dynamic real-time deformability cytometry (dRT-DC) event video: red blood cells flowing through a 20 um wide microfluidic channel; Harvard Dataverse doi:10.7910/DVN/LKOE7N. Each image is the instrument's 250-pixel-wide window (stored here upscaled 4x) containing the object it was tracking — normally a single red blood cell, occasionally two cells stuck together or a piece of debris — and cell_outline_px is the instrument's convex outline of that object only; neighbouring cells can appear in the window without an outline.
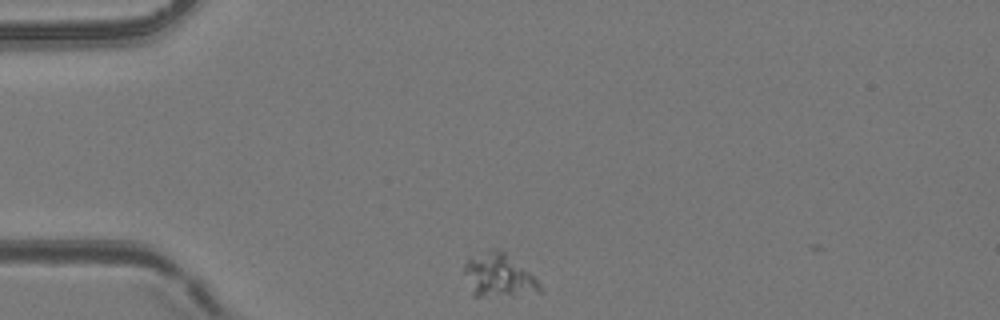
{"species": "common noctule bat (a hibernating species)", "species_latin": "Nyctalus noctula", "temperature_condition": "room temperature", "stored_images_in_passage": 43, "camera_frame_rate_fps": 3000, "um_per_image_px": 0.085, "animal": {"sex": "female", "body_mass_g": 24.6, "forearm_length_mm": 56.2}, "frame": {"image": 1, "passage_image": 1, "time_ms": 0.0, "image_size_px": [1000, 320], "cell_outline_px": [[544, 292], [512, 296], [472, 296], [464, 272], [464, 264], [468, 260], [496, 248], [500, 248], [528, 272], [544, 288]], "centroid_in_image_um": [42.41, 23.47], "position_along_channel_um": 42.6, "area_um2": 18.84}}
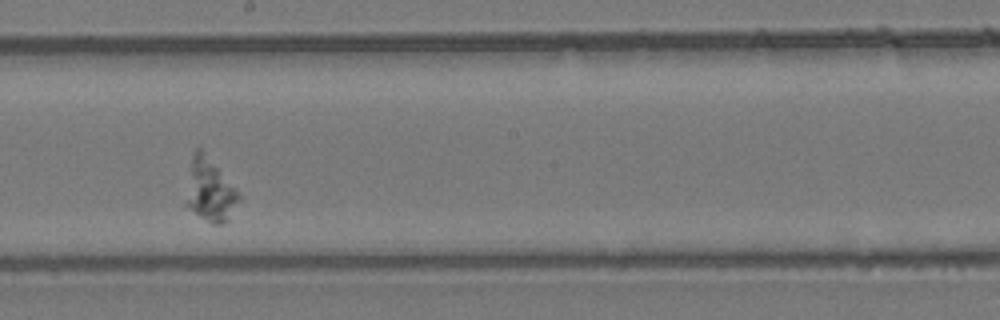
{"frame": {"image": 2, "passage_image": 19, "time_ms": 6.0, "image_size_px": [1000, 320], "cell_outline_px": [[240, 200], [228, 220], [224, 224], [212, 224], [200, 216], [184, 204], [192, 152], [196, 148], [200, 148], [236, 188], [240, 196]], "centroid_in_image_um": [17.83, 16.18], "position_along_channel_um": 230.4, "area_um2": 19.25}}
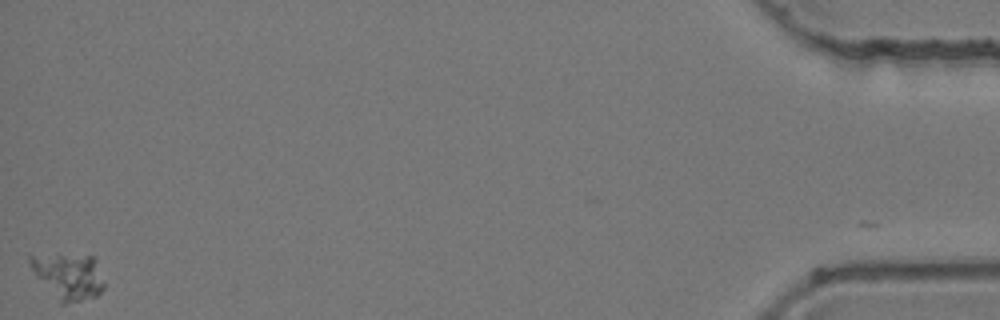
{"frame": {"image": 3, "passage_image": 43, "time_ms": 14.0, "image_size_px": [1000, 320], "cell_outline_px": [[104, 288], [96, 296], [64, 304], [60, 304], [36, 276], [28, 264], [28, 252], [96, 256], [104, 284]], "centroid_in_image_um": [5.76, 23.41], "position_along_channel_um": 429.4, "area_um2": 20.52}}